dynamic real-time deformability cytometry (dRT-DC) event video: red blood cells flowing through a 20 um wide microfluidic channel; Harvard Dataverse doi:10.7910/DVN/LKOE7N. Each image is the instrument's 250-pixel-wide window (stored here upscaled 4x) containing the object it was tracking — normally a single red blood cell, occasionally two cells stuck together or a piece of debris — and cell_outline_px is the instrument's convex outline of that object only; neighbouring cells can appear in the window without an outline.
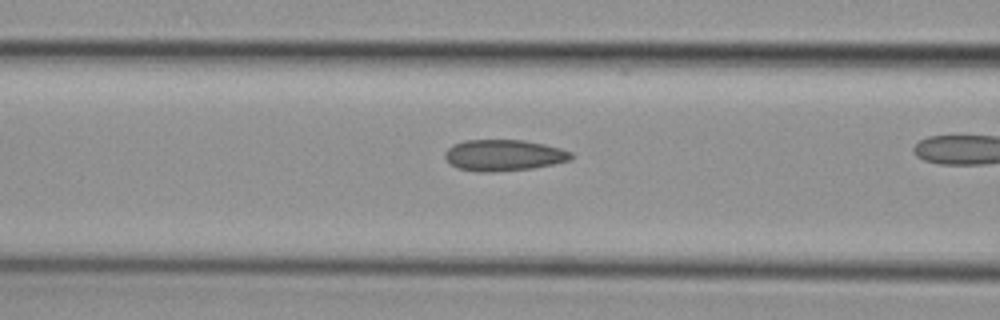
{"species": "common noctule bat (a hibernating species)", "species_latin": "Nyctalus noctula", "temperature_condition": "cold", "stored_images_in_passage": 37, "camera_frame_rate_fps": 3000, "um_per_image_px": 0.085, "animal": {"sex": "female", "body_mass_g": 29.2, "forearm_length_mm": 56.3}, "frame": {"image": 1, "passage_image": 22, "time_ms": 7.0, "image_size_px": [1000, 320], "cell_outline_px": [[572, 160], [532, 168], [492, 172], [480, 172], [460, 168], [452, 164], [444, 156], [444, 152], [452, 144], [464, 140], [524, 140], [544, 144], [560, 148], [572, 152]], "centroid_in_image_um": [42.82, 13.18], "position_along_channel_um": 123.8, "area_um2": 22.89}}
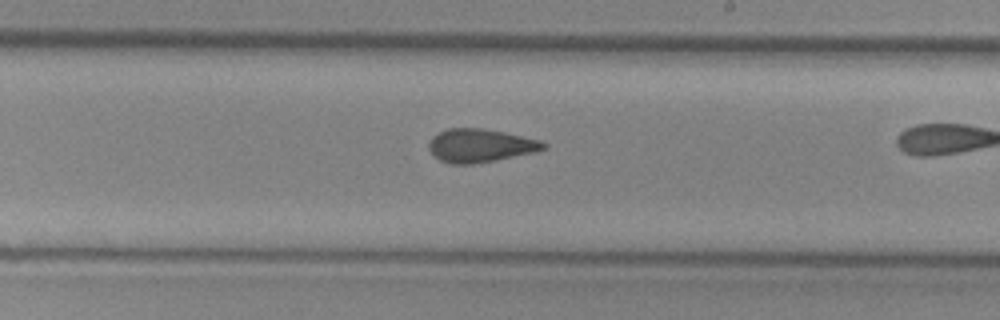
{"frame": {"image": 2, "passage_image": 32, "time_ms": 10.333, "image_size_px": [1000, 320], "cell_outline_px": [[548, 148], [536, 152], [496, 160], [472, 164], [452, 164], [440, 160], [428, 148], [428, 144], [432, 136], [448, 128], [480, 128], [504, 132], [540, 140], [548, 144]], "centroid_in_image_um": [40.85, 12.37], "position_along_channel_um": 248.1, "area_um2": 22.25}}